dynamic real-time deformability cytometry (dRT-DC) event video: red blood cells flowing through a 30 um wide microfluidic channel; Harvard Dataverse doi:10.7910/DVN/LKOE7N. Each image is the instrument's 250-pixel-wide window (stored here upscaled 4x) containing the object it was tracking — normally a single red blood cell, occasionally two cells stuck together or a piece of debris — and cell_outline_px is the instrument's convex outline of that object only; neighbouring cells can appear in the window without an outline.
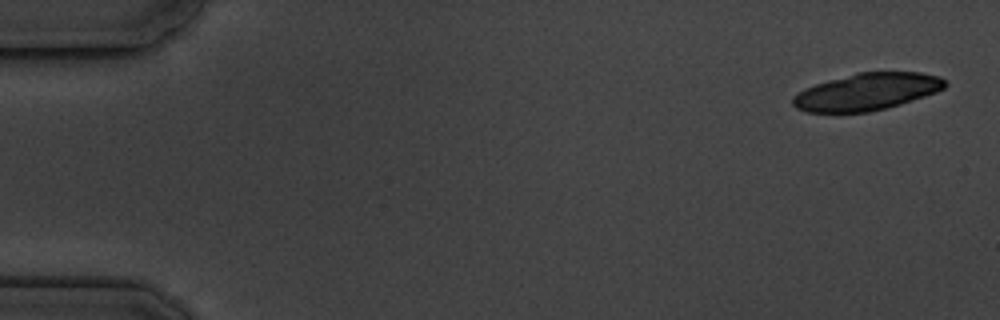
{"species": "common noctule bat (a hibernating species)", "species_latin": "Nyctalus noctula", "temperature_condition": "cold", "stored_images_in_passage": 5, "camera_frame_rate_fps": 3000, "um_per_image_px": 0.085, "animal": {"sex": "male", "body_mass_g": 19.5, "forearm_length_mm": 54.6}, "frame": {"image": 1, "passage_image": 1, "time_ms": 0.0, "image_size_px": [1000, 320], "cell_outline_px": [[948, 84], [944, 88], [936, 92], [900, 104], [868, 112], [804, 112], [796, 108], [792, 104], [792, 96], [804, 88], [828, 80], [860, 72], [920, 72], [940, 76]], "centroid_in_image_um": [73.66, 7.8], "position_along_channel_um": 11.3, "area_um2": 32.71}}